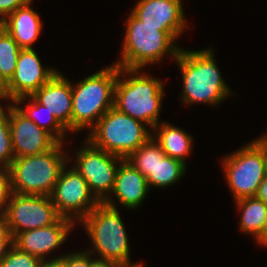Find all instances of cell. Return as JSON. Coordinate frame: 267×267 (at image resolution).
<instances>
[{
	"instance_id": "1",
	"label": "cell",
	"mask_w": 267,
	"mask_h": 267,
	"mask_svg": "<svg viewBox=\"0 0 267 267\" xmlns=\"http://www.w3.org/2000/svg\"><path fill=\"white\" fill-rule=\"evenodd\" d=\"M213 49L183 50L175 59L183 82L181 98L183 103H207L218 105L232 95L228 84L221 76L216 64Z\"/></svg>"
},
{
	"instance_id": "2",
	"label": "cell",
	"mask_w": 267,
	"mask_h": 267,
	"mask_svg": "<svg viewBox=\"0 0 267 267\" xmlns=\"http://www.w3.org/2000/svg\"><path fill=\"white\" fill-rule=\"evenodd\" d=\"M142 71L119 67L114 88V108L153 129L160 123L164 85L160 79Z\"/></svg>"
},
{
	"instance_id": "3",
	"label": "cell",
	"mask_w": 267,
	"mask_h": 267,
	"mask_svg": "<svg viewBox=\"0 0 267 267\" xmlns=\"http://www.w3.org/2000/svg\"><path fill=\"white\" fill-rule=\"evenodd\" d=\"M121 58L114 64L128 69H143L155 64L166 54L175 60L181 51L172 31H160V26L145 25L132 13L126 21ZM176 45V46H175Z\"/></svg>"
},
{
	"instance_id": "4",
	"label": "cell",
	"mask_w": 267,
	"mask_h": 267,
	"mask_svg": "<svg viewBox=\"0 0 267 267\" xmlns=\"http://www.w3.org/2000/svg\"><path fill=\"white\" fill-rule=\"evenodd\" d=\"M119 66H107L72 84L71 132L90 129L114 107V88Z\"/></svg>"
},
{
	"instance_id": "5",
	"label": "cell",
	"mask_w": 267,
	"mask_h": 267,
	"mask_svg": "<svg viewBox=\"0 0 267 267\" xmlns=\"http://www.w3.org/2000/svg\"><path fill=\"white\" fill-rule=\"evenodd\" d=\"M109 196L99 203L80 223L83 224L93 247L91 255L98 253L100 260L130 265V247L122 217Z\"/></svg>"
},
{
	"instance_id": "6",
	"label": "cell",
	"mask_w": 267,
	"mask_h": 267,
	"mask_svg": "<svg viewBox=\"0 0 267 267\" xmlns=\"http://www.w3.org/2000/svg\"><path fill=\"white\" fill-rule=\"evenodd\" d=\"M63 143L49 151L20 158H14L8 168L11 174L12 191L24 195L50 196L62 169L69 160Z\"/></svg>"
},
{
	"instance_id": "7",
	"label": "cell",
	"mask_w": 267,
	"mask_h": 267,
	"mask_svg": "<svg viewBox=\"0 0 267 267\" xmlns=\"http://www.w3.org/2000/svg\"><path fill=\"white\" fill-rule=\"evenodd\" d=\"M116 108L109 109L91 128L86 138L94 147L126 159L154 132Z\"/></svg>"
},
{
	"instance_id": "8",
	"label": "cell",
	"mask_w": 267,
	"mask_h": 267,
	"mask_svg": "<svg viewBox=\"0 0 267 267\" xmlns=\"http://www.w3.org/2000/svg\"><path fill=\"white\" fill-rule=\"evenodd\" d=\"M249 143L222 161L234 201L255 196L267 176V153L256 140Z\"/></svg>"
},
{
	"instance_id": "9",
	"label": "cell",
	"mask_w": 267,
	"mask_h": 267,
	"mask_svg": "<svg viewBox=\"0 0 267 267\" xmlns=\"http://www.w3.org/2000/svg\"><path fill=\"white\" fill-rule=\"evenodd\" d=\"M60 218L50 196L13 192L0 220L15 238L19 233L52 225Z\"/></svg>"
},
{
	"instance_id": "10",
	"label": "cell",
	"mask_w": 267,
	"mask_h": 267,
	"mask_svg": "<svg viewBox=\"0 0 267 267\" xmlns=\"http://www.w3.org/2000/svg\"><path fill=\"white\" fill-rule=\"evenodd\" d=\"M85 144L75 153L74 168L86 180L95 198L103 203L114 188L116 173L124 158L94 147L87 139Z\"/></svg>"
},
{
	"instance_id": "11",
	"label": "cell",
	"mask_w": 267,
	"mask_h": 267,
	"mask_svg": "<svg viewBox=\"0 0 267 267\" xmlns=\"http://www.w3.org/2000/svg\"><path fill=\"white\" fill-rule=\"evenodd\" d=\"M50 198L59 215L73 223L77 219L81 222L100 203L81 174L74 167L67 170L66 166L62 169Z\"/></svg>"
},
{
	"instance_id": "12",
	"label": "cell",
	"mask_w": 267,
	"mask_h": 267,
	"mask_svg": "<svg viewBox=\"0 0 267 267\" xmlns=\"http://www.w3.org/2000/svg\"><path fill=\"white\" fill-rule=\"evenodd\" d=\"M9 127L15 158L45 153L59 143L24 115L14 103H10Z\"/></svg>"
},
{
	"instance_id": "13",
	"label": "cell",
	"mask_w": 267,
	"mask_h": 267,
	"mask_svg": "<svg viewBox=\"0 0 267 267\" xmlns=\"http://www.w3.org/2000/svg\"><path fill=\"white\" fill-rule=\"evenodd\" d=\"M58 71L44 68L35 49H22L18 55L13 76L8 81L6 100L11 103L17 98L33 95Z\"/></svg>"
},
{
	"instance_id": "14",
	"label": "cell",
	"mask_w": 267,
	"mask_h": 267,
	"mask_svg": "<svg viewBox=\"0 0 267 267\" xmlns=\"http://www.w3.org/2000/svg\"><path fill=\"white\" fill-rule=\"evenodd\" d=\"M131 13L145 25L160 26V31L177 37L187 26L181 0H139Z\"/></svg>"
},
{
	"instance_id": "15",
	"label": "cell",
	"mask_w": 267,
	"mask_h": 267,
	"mask_svg": "<svg viewBox=\"0 0 267 267\" xmlns=\"http://www.w3.org/2000/svg\"><path fill=\"white\" fill-rule=\"evenodd\" d=\"M74 223L61 217L56 223L19 233L14 245L21 251L45 260L46 255L62 245L73 229Z\"/></svg>"
},
{
	"instance_id": "16",
	"label": "cell",
	"mask_w": 267,
	"mask_h": 267,
	"mask_svg": "<svg viewBox=\"0 0 267 267\" xmlns=\"http://www.w3.org/2000/svg\"><path fill=\"white\" fill-rule=\"evenodd\" d=\"M47 107L57 121L71 132L72 83L58 71L32 95Z\"/></svg>"
},
{
	"instance_id": "17",
	"label": "cell",
	"mask_w": 267,
	"mask_h": 267,
	"mask_svg": "<svg viewBox=\"0 0 267 267\" xmlns=\"http://www.w3.org/2000/svg\"><path fill=\"white\" fill-rule=\"evenodd\" d=\"M149 190L146 177L124 159L119 164L111 194L124 208L132 210L140 206Z\"/></svg>"
},
{
	"instance_id": "18",
	"label": "cell",
	"mask_w": 267,
	"mask_h": 267,
	"mask_svg": "<svg viewBox=\"0 0 267 267\" xmlns=\"http://www.w3.org/2000/svg\"><path fill=\"white\" fill-rule=\"evenodd\" d=\"M32 1H28L0 22L21 49H33L32 46L42 31L40 16L30 7Z\"/></svg>"
},
{
	"instance_id": "19",
	"label": "cell",
	"mask_w": 267,
	"mask_h": 267,
	"mask_svg": "<svg viewBox=\"0 0 267 267\" xmlns=\"http://www.w3.org/2000/svg\"><path fill=\"white\" fill-rule=\"evenodd\" d=\"M153 129L157 133H152V136L159 143L166 156L176 158L186 164V156L191 153L193 146L191 135L180 127L166 122L159 123Z\"/></svg>"
},
{
	"instance_id": "20",
	"label": "cell",
	"mask_w": 267,
	"mask_h": 267,
	"mask_svg": "<svg viewBox=\"0 0 267 267\" xmlns=\"http://www.w3.org/2000/svg\"><path fill=\"white\" fill-rule=\"evenodd\" d=\"M235 203L241 211L239 228L257 239L267 218V205L255 196L236 200Z\"/></svg>"
},
{
	"instance_id": "21",
	"label": "cell",
	"mask_w": 267,
	"mask_h": 267,
	"mask_svg": "<svg viewBox=\"0 0 267 267\" xmlns=\"http://www.w3.org/2000/svg\"><path fill=\"white\" fill-rule=\"evenodd\" d=\"M26 99H30L31 101L27 103L26 108H24V106L22 108L18 105L21 103L23 104V101H25ZM13 103L24 115L35 122L41 129L50 133L59 143H63V139L66 137L65 134L68 131L57 121L53 114L47 110V107L40 104L32 95L17 98ZM41 112L46 113L47 121H41Z\"/></svg>"
},
{
	"instance_id": "22",
	"label": "cell",
	"mask_w": 267,
	"mask_h": 267,
	"mask_svg": "<svg viewBox=\"0 0 267 267\" xmlns=\"http://www.w3.org/2000/svg\"><path fill=\"white\" fill-rule=\"evenodd\" d=\"M187 164L182 161L165 156L159 158L154 170L146 177L149 188H166L178 182L186 171Z\"/></svg>"
},
{
	"instance_id": "23",
	"label": "cell",
	"mask_w": 267,
	"mask_h": 267,
	"mask_svg": "<svg viewBox=\"0 0 267 267\" xmlns=\"http://www.w3.org/2000/svg\"><path fill=\"white\" fill-rule=\"evenodd\" d=\"M166 154L159 143L151 136L142 146L132 152L125 160L135 169L147 177L154 170L159 158H164Z\"/></svg>"
},
{
	"instance_id": "24",
	"label": "cell",
	"mask_w": 267,
	"mask_h": 267,
	"mask_svg": "<svg viewBox=\"0 0 267 267\" xmlns=\"http://www.w3.org/2000/svg\"><path fill=\"white\" fill-rule=\"evenodd\" d=\"M21 50L13 37L0 25V70L8 81L14 74Z\"/></svg>"
},
{
	"instance_id": "25",
	"label": "cell",
	"mask_w": 267,
	"mask_h": 267,
	"mask_svg": "<svg viewBox=\"0 0 267 267\" xmlns=\"http://www.w3.org/2000/svg\"><path fill=\"white\" fill-rule=\"evenodd\" d=\"M6 109L0 103V168H9L15 158L9 127L10 104Z\"/></svg>"
},
{
	"instance_id": "26",
	"label": "cell",
	"mask_w": 267,
	"mask_h": 267,
	"mask_svg": "<svg viewBox=\"0 0 267 267\" xmlns=\"http://www.w3.org/2000/svg\"><path fill=\"white\" fill-rule=\"evenodd\" d=\"M42 260L27 252L21 251L15 245L0 262V267H41Z\"/></svg>"
},
{
	"instance_id": "27",
	"label": "cell",
	"mask_w": 267,
	"mask_h": 267,
	"mask_svg": "<svg viewBox=\"0 0 267 267\" xmlns=\"http://www.w3.org/2000/svg\"><path fill=\"white\" fill-rule=\"evenodd\" d=\"M12 191L11 174L8 168H0V218L10 201Z\"/></svg>"
},
{
	"instance_id": "28",
	"label": "cell",
	"mask_w": 267,
	"mask_h": 267,
	"mask_svg": "<svg viewBox=\"0 0 267 267\" xmlns=\"http://www.w3.org/2000/svg\"><path fill=\"white\" fill-rule=\"evenodd\" d=\"M14 245V237L10 230L0 220V262L8 254L11 246ZM10 246V247H9Z\"/></svg>"
},
{
	"instance_id": "29",
	"label": "cell",
	"mask_w": 267,
	"mask_h": 267,
	"mask_svg": "<svg viewBox=\"0 0 267 267\" xmlns=\"http://www.w3.org/2000/svg\"><path fill=\"white\" fill-rule=\"evenodd\" d=\"M65 267H89V252L86 250L66 254Z\"/></svg>"
},
{
	"instance_id": "30",
	"label": "cell",
	"mask_w": 267,
	"mask_h": 267,
	"mask_svg": "<svg viewBox=\"0 0 267 267\" xmlns=\"http://www.w3.org/2000/svg\"><path fill=\"white\" fill-rule=\"evenodd\" d=\"M30 0H0V22Z\"/></svg>"
},
{
	"instance_id": "31",
	"label": "cell",
	"mask_w": 267,
	"mask_h": 267,
	"mask_svg": "<svg viewBox=\"0 0 267 267\" xmlns=\"http://www.w3.org/2000/svg\"><path fill=\"white\" fill-rule=\"evenodd\" d=\"M91 254L89 253V267H118L119 264L107 261V260H100L98 258H92Z\"/></svg>"
},
{
	"instance_id": "32",
	"label": "cell",
	"mask_w": 267,
	"mask_h": 267,
	"mask_svg": "<svg viewBox=\"0 0 267 267\" xmlns=\"http://www.w3.org/2000/svg\"><path fill=\"white\" fill-rule=\"evenodd\" d=\"M41 267H65V255L49 260H42Z\"/></svg>"
},
{
	"instance_id": "33",
	"label": "cell",
	"mask_w": 267,
	"mask_h": 267,
	"mask_svg": "<svg viewBox=\"0 0 267 267\" xmlns=\"http://www.w3.org/2000/svg\"><path fill=\"white\" fill-rule=\"evenodd\" d=\"M255 197L262 200L267 205V176L264 178L263 182L258 187Z\"/></svg>"
},
{
	"instance_id": "34",
	"label": "cell",
	"mask_w": 267,
	"mask_h": 267,
	"mask_svg": "<svg viewBox=\"0 0 267 267\" xmlns=\"http://www.w3.org/2000/svg\"><path fill=\"white\" fill-rule=\"evenodd\" d=\"M8 80L3 76L0 70V100H6V90H7Z\"/></svg>"
},
{
	"instance_id": "35",
	"label": "cell",
	"mask_w": 267,
	"mask_h": 267,
	"mask_svg": "<svg viewBox=\"0 0 267 267\" xmlns=\"http://www.w3.org/2000/svg\"><path fill=\"white\" fill-rule=\"evenodd\" d=\"M256 242L261 246L267 247V218L263 230L261 231L260 236L256 239Z\"/></svg>"
},
{
	"instance_id": "36",
	"label": "cell",
	"mask_w": 267,
	"mask_h": 267,
	"mask_svg": "<svg viewBox=\"0 0 267 267\" xmlns=\"http://www.w3.org/2000/svg\"><path fill=\"white\" fill-rule=\"evenodd\" d=\"M255 140L267 153V133H265L264 136L262 134L260 138H256Z\"/></svg>"
},
{
	"instance_id": "37",
	"label": "cell",
	"mask_w": 267,
	"mask_h": 267,
	"mask_svg": "<svg viewBox=\"0 0 267 267\" xmlns=\"http://www.w3.org/2000/svg\"><path fill=\"white\" fill-rule=\"evenodd\" d=\"M118 267H144L143 264L136 263V264H130V265H119Z\"/></svg>"
}]
</instances>
